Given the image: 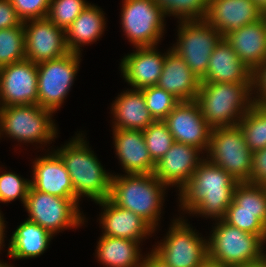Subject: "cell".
<instances>
[{
	"label": "cell",
	"mask_w": 266,
	"mask_h": 267,
	"mask_svg": "<svg viewBox=\"0 0 266 267\" xmlns=\"http://www.w3.org/2000/svg\"><path fill=\"white\" fill-rule=\"evenodd\" d=\"M237 184L229 173L205 158L178 192L179 207L184 213L189 211L190 216L197 214L222 220L233 201Z\"/></svg>",
	"instance_id": "6da1fadb"
},
{
	"label": "cell",
	"mask_w": 266,
	"mask_h": 267,
	"mask_svg": "<svg viewBox=\"0 0 266 267\" xmlns=\"http://www.w3.org/2000/svg\"><path fill=\"white\" fill-rule=\"evenodd\" d=\"M72 139L54 151L63 160L71 177L76 200L79 202L84 195L94 202L108 199L113 174L103 169L82 133Z\"/></svg>",
	"instance_id": "7a4b0ae2"
},
{
	"label": "cell",
	"mask_w": 266,
	"mask_h": 267,
	"mask_svg": "<svg viewBox=\"0 0 266 267\" xmlns=\"http://www.w3.org/2000/svg\"><path fill=\"white\" fill-rule=\"evenodd\" d=\"M252 94L253 83L201 82L195 101L212 129L231 127L254 105Z\"/></svg>",
	"instance_id": "3957f363"
},
{
	"label": "cell",
	"mask_w": 266,
	"mask_h": 267,
	"mask_svg": "<svg viewBox=\"0 0 266 267\" xmlns=\"http://www.w3.org/2000/svg\"><path fill=\"white\" fill-rule=\"evenodd\" d=\"M166 189L153 173L113 174L109 199L117 206L138 214L156 231Z\"/></svg>",
	"instance_id": "277c9868"
},
{
	"label": "cell",
	"mask_w": 266,
	"mask_h": 267,
	"mask_svg": "<svg viewBox=\"0 0 266 267\" xmlns=\"http://www.w3.org/2000/svg\"><path fill=\"white\" fill-rule=\"evenodd\" d=\"M207 239L208 257L227 267H241L260 262L266 257L265 241L259 236L215 221Z\"/></svg>",
	"instance_id": "5b68a950"
},
{
	"label": "cell",
	"mask_w": 266,
	"mask_h": 267,
	"mask_svg": "<svg viewBox=\"0 0 266 267\" xmlns=\"http://www.w3.org/2000/svg\"><path fill=\"white\" fill-rule=\"evenodd\" d=\"M52 116L53 112L38 104L0 107V137L4 134L20 143L50 144L58 134Z\"/></svg>",
	"instance_id": "8992f818"
},
{
	"label": "cell",
	"mask_w": 266,
	"mask_h": 267,
	"mask_svg": "<svg viewBox=\"0 0 266 267\" xmlns=\"http://www.w3.org/2000/svg\"><path fill=\"white\" fill-rule=\"evenodd\" d=\"M206 159L221 167L238 183L249 182L252 152L238 125L211 130Z\"/></svg>",
	"instance_id": "52a82bcc"
},
{
	"label": "cell",
	"mask_w": 266,
	"mask_h": 267,
	"mask_svg": "<svg viewBox=\"0 0 266 267\" xmlns=\"http://www.w3.org/2000/svg\"><path fill=\"white\" fill-rule=\"evenodd\" d=\"M79 204L76 198L50 195L30 186L23 206L28 212L27 220L38 224L54 236L64 229L84 225L85 218Z\"/></svg>",
	"instance_id": "ba28073f"
},
{
	"label": "cell",
	"mask_w": 266,
	"mask_h": 267,
	"mask_svg": "<svg viewBox=\"0 0 266 267\" xmlns=\"http://www.w3.org/2000/svg\"><path fill=\"white\" fill-rule=\"evenodd\" d=\"M183 218L172 221L163 242L151 251L170 267H199L208 258L207 239Z\"/></svg>",
	"instance_id": "9c48e42d"
},
{
	"label": "cell",
	"mask_w": 266,
	"mask_h": 267,
	"mask_svg": "<svg viewBox=\"0 0 266 267\" xmlns=\"http://www.w3.org/2000/svg\"><path fill=\"white\" fill-rule=\"evenodd\" d=\"M178 23V39L171 49L201 80L207 72L210 56L223 36L205 19Z\"/></svg>",
	"instance_id": "30bf717a"
},
{
	"label": "cell",
	"mask_w": 266,
	"mask_h": 267,
	"mask_svg": "<svg viewBox=\"0 0 266 267\" xmlns=\"http://www.w3.org/2000/svg\"><path fill=\"white\" fill-rule=\"evenodd\" d=\"M81 54L65 56L37 64L38 105L57 112L64 103L79 70Z\"/></svg>",
	"instance_id": "8fae6325"
},
{
	"label": "cell",
	"mask_w": 266,
	"mask_h": 267,
	"mask_svg": "<svg viewBox=\"0 0 266 267\" xmlns=\"http://www.w3.org/2000/svg\"><path fill=\"white\" fill-rule=\"evenodd\" d=\"M121 25L136 47L157 46L165 31V14L153 0H122Z\"/></svg>",
	"instance_id": "7c38bea8"
},
{
	"label": "cell",
	"mask_w": 266,
	"mask_h": 267,
	"mask_svg": "<svg viewBox=\"0 0 266 267\" xmlns=\"http://www.w3.org/2000/svg\"><path fill=\"white\" fill-rule=\"evenodd\" d=\"M37 64L28 59L0 68V107L38 104Z\"/></svg>",
	"instance_id": "4fadbf2b"
},
{
	"label": "cell",
	"mask_w": 266,
	"mask_h": 267,
	"mask_svg": "<svg viewBox=\"0 0 266 267\" xmlns=\"http://www.w3.org/2000/svg\"><path fill=\"white\" fill-rule=\"evenodd\" d=\"M25 31V56L35 64L54 60L69 53L65 30L47 17L23 22Z\"/></svg>",
	"instance_id": "5bb4252c"
},
{
	"label": "cell",
	"mask_w": 266,
	"mask_h": 267,
	"mask_svg": "<svg viewBox=\"0 0 266 267\" xmlns=\"http://www.w3.org/2000/svg\"><path fill=\"white\" fill-rule=\"evenodd\" d=\"M175 142L191 145L204 150L209 147L212 128L201 114L198 103L180 101L163 120Z\"/></svg>",
	"instance_id": "9a60e30c"
},
{
	"label": "cell",
	"mask_w": 266,
	"mask_h": 267,
	"mask_svg": "<svg viewBox=\"0 0 266 267\" xmlns=\"http://www.w3.org/2000/svg\"><path fill=\"white\" fill-rule=\"evenodd\" d=\"M201 152L200 148L175 142L156 163L153 174L166 187L175 186L180 191L204 160V156L200 157Z\"/></svg>",
	"instance_id": "2e32d148"
},
{
	"label": "cell",
	"mask_w": 266,
	"mask_h": 267,
	"mask_svg": "<svg viewBox=\"0 0 266 267\" xmlns=\"http://www.w3.org/2000/svg\"><path fill=\"white\" fill-rule=\"evenodd\" d=\"M263 16L264 12L253 0H209L205 20L224 36Z\"/></svg>",
	"instance_id": "e0dca14e"
},
{
	"label": "cell",
	"mask_w": 266,
	"mask_h": 267,
	"mask_svg": "<svg viewBox=\"0 0 266 267\" xmlns=\"http://www.w3.org/2000/svg\"><path fill=\"white\" fill-rule=\"evenodd\" d=\"M153 47H136L121 60L120 69L124 80L132 89L156 86L161 76L165 54Z\"/></svg>",
	"instance_id": "ac0fdd59"
},
{
	"label": "cell",
	"mask_w": 266,
	"mask_h": 267,
	"mask_svg": "<svg viewBox=\"0 0 266 267\" xmlns=\"http://www.w3.org/2000/svg\"><path fill=\"white\" fill-rule=\"evenodd\" d=\"M95 203L102 207V211L104 209L99 219L102 235L141 242L155 233L138 214L117 206L109 198Z\"/></svg>",
	"instance_id": "d6986e66"
},
{
	"label": "cell",
	"mask_w": 266,
	"mask_h": 267,
	"mask_svg": "<svg viewBox=\"0 0 266 267\" xmlns=\"http://www.w3.org/2000/svg\"><path fill=\"white\" fill-rule=\"evenodd\" d=\"M31 187L62 198H76L71 177L61 157L53 150L33 162Z\"/></svg>",
	"instance_id": "ffe728a7"
},
{
	"label": "cell",
	"mask_w": 266,
	"mask_h": 267,
	"mask_svg": "<svg viewBox=\"0 0 266 267\" xmlns=\"http://www.w3.org/2000/svg\"><path fill=\"white\" fill-rule=\"evenodd\" d=\"M115 154L126 174L153 173L156 163L152 160L142 130L113 129Z\"/></svg>",
	"instance_id": "44dd1931"
},
{
	"label": "cell",
	"mask_w": 266,
	"mask_h": 267,
	"mask_svg": "<svg viewBox=\"0 0 266 267\" xmlns=\"http://www.w3.org/2000/svg\"><path fill=\"white\" fill-rule=\"evenodd\" d=\"M239 59L255 72L266 59V20L242 26L223 36Z\"/></svg>",
	"instance_id": "7402d4cb"
},
{
	"label": "cell",
	"mask_w": 266,
	"mask_h": 267,
	"mask_svg": "<svg viewBox=\"0 0 266 267\" xmlns=\"http://www.w3.org/2000/svg\"><path fill=\"white\" fill-rule=\"evenodd\" d=\"M200 83L184 60L174 50L168 49L157 86L179 101H193L198 95Z\"/></svg>",
	"instance_id": "603a6c76"
},
{
	"label": "cell",
	"mask_w": 266,
	"mask_h": 267,
	"mask_svg": "<svg viewBox=\"0 0 266 267\" xmlns=\"http://www.w3.org/2000/svg\"><path fill=\"white\" fill-rule=\"evenodd\" d=\"M253 71L248 68L222 38L212 52L207 72L201 82L253 83Z\"/></svg>",
	"instance_id": "cb8c5ba5"
},
{
	"label": "cell",
	"mask_w": 266,
	"mask_h": 267,
	"mask_svg": "<svg viewBox=\"0 0 266 267\" xmlns=\"http://www.w3.org/2000/svg\"><path fill=\"white\" fill-rule=\"evenodd\" d=\"M113 129L144 131L155 120L147 109L140 89H127L115 99L111 106Z\"/></svg>",
	"instance_id": "d4e9b609"
},
{
	"label": "cell",
	"mask_w": 266,
	"mask_h": 267,
	"mask_svg": "<svg viewBox=\"0 0 266 267\" xmlns=\"http://www.w3.org/2000/svg\"><path fill=\"white\" fill-rule=\"evenodd\" d=\"M103 11L96 5H87L83 12L65 29L66 46L69 52L81 54V47L99 39L106 26Z\"/></svg>",
	"instance_id": "484cf974"
},
{
	"label": "cell",
	"mask_w": 266,
	"mask_h": 267,
	"mask_svg": "<svg viewBox=\"0 0 266 267\" xmlns=\"http://www.w3.org/2000/svg\"><path fill=\"white\" fill-rule=\"evenodd\" d=\"M53 237L38 224L24 220L10 238L7 255L14 260L36 258L48 249Z\"/></svg>",
	"instance_id": "4316f807"
},
{
	"label": "cell",
	"mask_w": 266,
	"mask_h": 267,
	"mask_svg": "<svg viewBox=\"0 0 266 267\" xmlns=\"http://www.w3.org/2000/svg\"><path fill=\"white\" fill-rule=\"evenodd\" d=\"M140 241L101 235L97 243L96 256L105 267H140Z\"/></svg>",
	"instance_id": "83f0119b"
},
{
	"label": "cell",
	"mask_w": 266,
	"mask_h": 267,
	"mask_svg": "<svg viewBox=\"0 0 266 267\" xmlns=\"http://www.w3.org/2000/svg\"><path fill=\"white\" fill-rule=\"evenodd\" d=\"M238 126L243 132L250 151L266 148V107L254 104L239 121Z\"/></svg>",
	"instance_id": "f1b7e54d"
},
{
	"label": "cell",
	"mask_w": 266,
	"mask_h": 267,
	"mask_svg": "<svg viewBox=\"0 0 266 267\" xmlns=\"http://www.w3.org/2000/svg\"><path fill=\"white\" fill-rule=\"evenodd\" d=\"M26 59L24 24L0 30V68Z\"/></svg>",
	"instance_id": "f546056e"
},
{
	"label": "cell",
	"mask_w": 266,
	"mask_h": 267,
	"mask_svg": "<svg viewBox=\"0 0 266 267\" xmlns=\"http://www.w3.org/2000/svg\"><path fill=\"white\" fill-rule=\"evenodd\" d=\"M223 220L240 230L259 235L266 242V217L261 212L238 211V205L232 201Z\"/></svg>",
	"instance_id": "4dcf8cb0"
},
{
	"label": "cell",
	"mask_w": 266,
	"mask_h": 267,
	"mask_svg": "<svg viewBox=\"0 0 266 267\" xmlns=\"http://www.w3.org/2000/svg\"><path fill=\"white\" fill-rule=\"evenodd\" d=\"M238 211L261 212L266 217V186L238 183L233 194Z\"/></svg>",
	"instance_id": "1f68e13d"
},
{
	"label": "cell",
	"mask_w": 266,
	"mask_h": 267,
	"mask_svg": "<svg viewBox=\"0 0 266 267\" xmlns=\"http://www.w3.org/2000/svg\"><path fill=\"white\" fill-rule=\"evenodd\" d=\"M147 150L157 163L175 143L164 121H154L143 131Z\"/></svg>",
	"instance_id": "d6a6232c"
},
{
	"label": "cell",
	"mask_w": 266,
	"mask_h": 267,
	"mask_svg": "<svg viewBox=\"0 0 266 267\" xmlns=\"http://www.w3.org/2000/svg\"><path fill=\"white\" fill-rule=\"evenodd\" d=\"M147 109L155 121H163L180 102L166 90L156 86L141 89Z\"/></svg>",
	"instance_id": "836d02e7"
},
{
	"label": "cell",
	"mask_w": 266,
	"mask_h": 267,
	"mask_svg": "<svg viewBox=\"0 0 266 267\" xmlns=\"http://www.w3.org/2000/svg\"><path fill=\"white\" fill-rule=\"evenodd\" d=\"M87 5L89 3L86 0H51L47 18L65 30Z\"/></svg>",
	"instance_id": "e575fe53"
},
{
	"label": "cell",
	"mask_w": 266,
	"mask_h": 267,
	"mask_svg": "<svg viewBox=\"0 0 266 267\" xmlns=\"http://www.w3.org/2000/svg\"><path fill=\"white\" fill-rule=\"evenodd\" d=\"M30 186V180L13 172H3L0 174V202L9 203L20 199L25 204Z\"/></svg>",
	"instance_id": "d590c367"
},
{
	"label": "cell",
	"mask_w": 266,
	"mask_h": 267,
	"mask_svg": "<svg viewBox=\"0 0 266 267\" xmlns=\"http://www.w3.org/2000/svg\"><path fill=\"white\" fill-rule=\"evenodd\" d=\"M20 19L25 22L45 18L48 15L51 0H10Z\"/></svg>",
	"instance_id": "8d00e7d4"
},
{
	"label": "cell",
	"mask_w": 266,
	"mask_h": 267,
	"mask_svg": "<svg viewBox=\"0 0 266 267\" xmlns=\"http://www.w3.org/2000/svg\"><path fill=\"white\" fill-rule=\"evenodd\" d=\"M209 0H178V21L204 20Z\"/></svg>",
	"instance_id": "74e56055"
},
{
	"label": "cell",
	"mask_w": 266,
	"mask_h": 267,
	"mask_svg": "<svg viewBox=\"0 0 266 267\" xmlns=\"http://www.w3.org/2000/svg\"><path fill=\"white\" fill-rule=\"evenodd\" d=\"M249 183L266 186V148L252 153V168Z\"/></svg>",
	"instance_id": "f35d334b"
},
{
	"label": "cell",
	"mask_w": 266,
	"mask_h": 267,
	"mask_svg": "<svg viewBox=\"0 0 266 267\" xmlns=\"http://www.w3.org/2000/svg\"><path fill=\"white\" fill-rule=\"evenodd\" d=\"M253 90L255 94L254 104L266 107V59L253 73Z\"/></svg>",
	"instance_id": "ab89813d"
},
{
	"label": "cell",
	"mask_w": 266,
	"mask_h": 267,
	"mask_svg": "<svg viewBox=\"0 0 266 267\" xmlns=\"http://www.w3.org/2000/svg\"><path fill=\"white\" fill-rule=\"evenodd\" d=\"M23 21L10 0H0V30L19 26Z\"/></svg>",
	"instance_id": "60d3db41"
},
{
	"label": "cell",
	"mask_w": 266,
	"mask_h": 267,
	"mask_svg": "<svg viewBox=\"0 0 266 267\" xmlns=\"http://www.w3.org/2000/svg\"><path fill=\"white\" fill-rule=\"evenodd\" d=\"M164 12L165 16L178 18V0H153Z\"/></svg>",
	"instance_id": "b9f144b4"
},
{
	"label": "cell",
	"mask_w": 266,
	"mask_h": 267,
	"mask_svg": "<svg viewBox=\"0 0 266 267\" xmlns=\"http://www.w3.org/2000/svg\"><path fill=\"white\" fill-rule=\"evenodd\" d=\"M140 267H170L160 260L152 251L146 254Z\"/></svg>",
	"instance_id": "7bdbcfd3"
},
{
	"label": "cell",
	"mask_w": 266,
	"mask_h": 267,
	"mask_svg": "<svg viewBox=\"0 0 266 267\" xmlns=\"http://www.w3.org/2000/svg\"><path fill=\"white\" fill-rule=\"evenodd\" d=\"M4 222L5 220L0 210V250H2V248L4 247V237L6 238L5 233H4L6 224Z\"/></svg>",
	"instance_id": "ee69618b"
},
{
	"label": "cell",
	"mask_w": 266,
	"mask_h": 267,
	"mask_svg": "<svg viewBox=\"0 0 266 267\" xmlns=\"http://www.w3.org/2000/svg\"><path fill=\"white\" fill-rule=\"evenodd\" d=\"M199 267H227L219 262H216L209 257Z\"/></svg>",
	"instance_id": "f6af8a7d"
},
{
	"label": "cell",
	"mask_w": 266,
	"mask_h": 267,
	"mask_svg": "<svg viewBox=\"0 0 266 267\" xmlns=\"http://www.w3.org/2000/svg\"><path fill=\"white\" fill-rule=\"evenodd\" d=\"M241 267H266V257L260 262L249 264V265H244Z\"/></svg>",
	"instance_id": "bcb514c9"
},
{
	"label": "cell",
	"mask_w": 266,
	"mask_h": 267,
	"mask_svg": "<svg viewBox=\"0 0 266 267\" xmlns=\"http://www.w3.org/2000/svg\"><path fill=\"white\" fill-rule=\"evenodd\" d=\"M258 7L265 13L266 12V0H253Z\"/></svg>",
	"instance_id": "7dc6e473"
},
{
	"label": "cell",
	"mask_w": 266,
	"mask_h": 267,
	"mask_svg": "<svg viewBox=\"0 0 266 267\" xmlns=\"http://www.w3.org/2000/svg\"><path fill=\"white\" fill-rule=\"evenodd\" d=\"M0 267H13L11 266V264H8V263H2L1 260H0Z\"/></svg>",
	"instance_id": "c3c4849f"
}]
</instances>
